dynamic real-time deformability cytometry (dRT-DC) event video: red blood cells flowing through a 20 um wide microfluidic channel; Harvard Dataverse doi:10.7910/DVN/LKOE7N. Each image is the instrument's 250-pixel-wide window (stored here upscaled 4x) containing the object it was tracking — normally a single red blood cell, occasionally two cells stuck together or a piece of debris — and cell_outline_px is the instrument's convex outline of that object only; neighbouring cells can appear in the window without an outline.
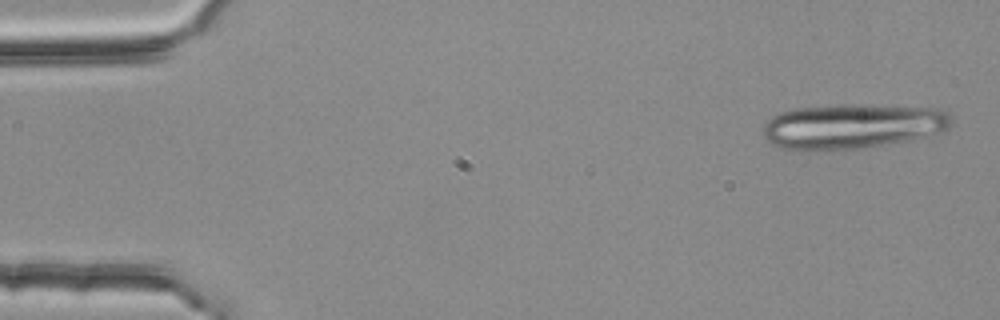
{"species": "common noctule bat (a hibernating species)", "species_latin": "Nyctalus noctula", "temperature_condition": "room temperature", "stored_images_in_passage": 4, "camera_frame_rate_fps": 3000, "um_per_image_px": 0.085, "animal": {"sex": "female", "body_mass_g": 25.1}, "frame": {"image": 1, "passage_image": 1, "time_ms": 0.0, "image_size_px": [1000, 320], "cell_outline_px": [[952, 124], [948, 128], [924, 136], [908, 140], [864, 148], [812, 152], [808, 152], [784, 148], [772, 144], [764, 140], [764, 124], [772, 116], [780, 112], [796, 108], [840, 104], [856, 104], [940, 108], [948, 112], [952, 120]], "centroid_in_image_um": [72.4, 10.74], "position_along_channel_um": 12.6, "area_um2": 49.88}}